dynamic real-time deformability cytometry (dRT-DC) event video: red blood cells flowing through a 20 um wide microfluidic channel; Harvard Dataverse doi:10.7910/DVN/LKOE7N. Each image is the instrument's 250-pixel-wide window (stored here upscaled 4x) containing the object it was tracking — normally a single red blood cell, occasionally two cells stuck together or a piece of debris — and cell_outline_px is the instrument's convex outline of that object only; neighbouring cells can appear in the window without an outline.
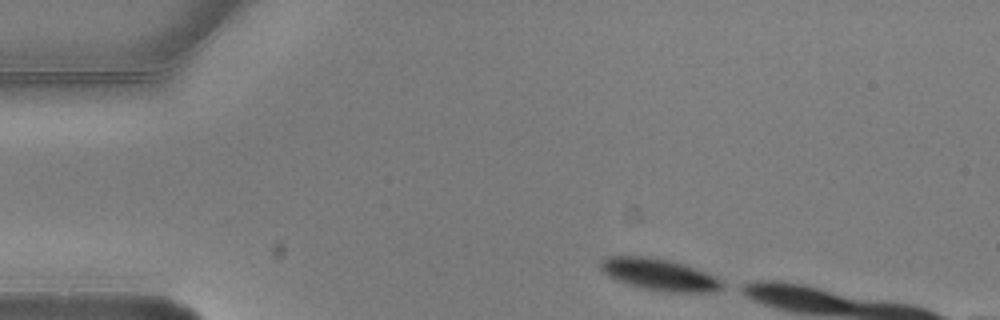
{"species": "common noctule bat (a hibernating species)", "species_latin": "Nyctalus noctula", "temperature_condition": "warm", "stored_images_in_passage": 3, "camera_frame_rate_fps": 3000, "um_per_image_px": 0.085, "animal": {"sex": "male", "body_mass_g": 20.5, "forearm_length_mm": 52.5}, "frame": {"image": 1, "passage_image": 1, "time_ms": 0.0, "image_size_px": [1000, 320], "cell_outline_px": [[728, 284], [724, 288], [708, 292], [668, 292], [644, 288], [628, 284], [616, 280], [604, 272], [600, 268], [600, 260], [608, 256], [648, 256], [668, 260], [684, 264], [704, 272]], "centroid_in_image_um": [56.04, 23.33], "position_along_channel_um": 29.0, "area_um2": 22.31}}